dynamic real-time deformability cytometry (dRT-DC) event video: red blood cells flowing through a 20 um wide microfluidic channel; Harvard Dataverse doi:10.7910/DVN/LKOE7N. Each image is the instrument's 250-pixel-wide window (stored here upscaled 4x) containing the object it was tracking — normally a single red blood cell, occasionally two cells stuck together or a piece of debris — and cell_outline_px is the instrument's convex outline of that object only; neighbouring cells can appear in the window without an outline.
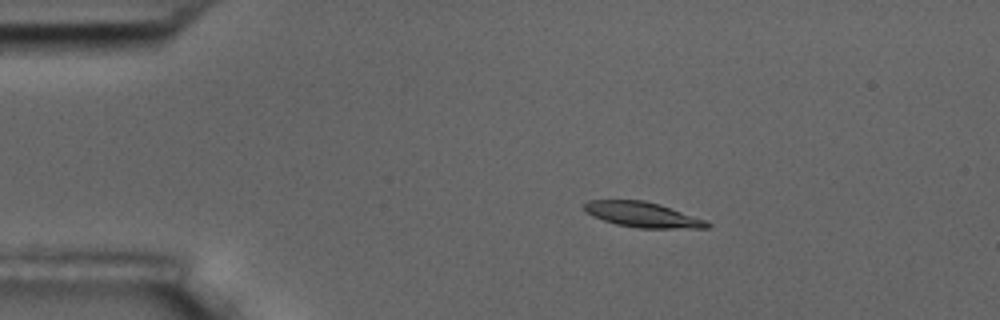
{"species": "common noctule bat (a hibernating species)", "species_latin": "Nyctalus noctula", "temperature_condition": "room temperature", "stored_images_in_passage": 7, "camera_frame_rate_fps": 3000, "um_per_image_px": 0.085, "animal": {"sex": "male", "body_mass_g": 17.5, "forearm_length_mm": 52.3}, "frame": {"image": 1, "passage_image": 4, "time_ms": 3.333, "image_size_px": [1000, 320], "cell_outline_px": [[712, 224], [708, 228], [640, 228], [616, 224], [592, 216], [584, 212], [580, 208], [588, 200], [644, 200], [660, 204], [708, 220]], "centroid_in_image_um": [54.62, 18.24], "position_along_channel_um": 30.4, "area_um2": 18.32}}
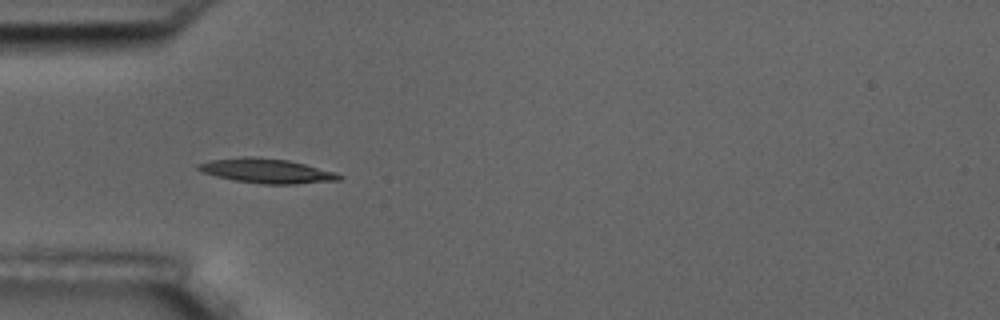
{"frame": {"image": 2, "passage_image": 6, "time_ms": 5.667, "image_size_px": [1000, 320], "cell_outline_px": [[344, 176], [340, 180], [296, 184], [260, 184], [232, 180], [200, 172], [196, 168], [196, 164], [212, 160], [244, 156], [252, 156], [288, 160], [336, 172]], "centroid_in_image_um": [22.65, 14.53], "position_along_channel_um": 62.4, "area_um2": 20.29}}